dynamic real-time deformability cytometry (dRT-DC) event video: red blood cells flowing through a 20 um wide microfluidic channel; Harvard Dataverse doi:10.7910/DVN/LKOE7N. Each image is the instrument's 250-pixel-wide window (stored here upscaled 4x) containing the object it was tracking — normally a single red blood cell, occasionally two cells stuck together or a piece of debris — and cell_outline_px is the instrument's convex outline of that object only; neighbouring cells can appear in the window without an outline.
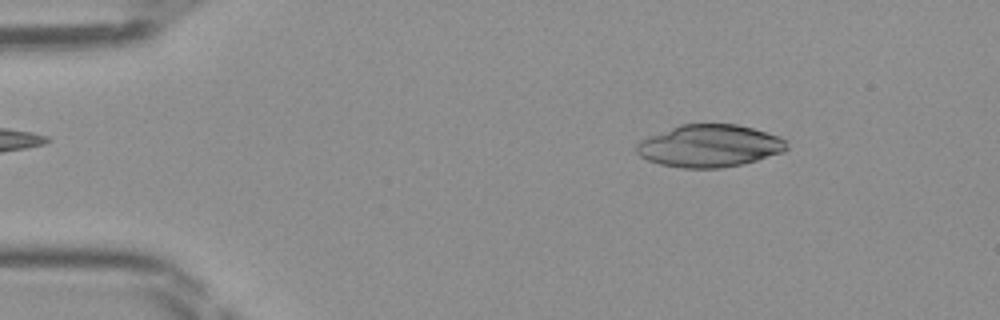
{"species": "Egyptian fruit bat (a non-hibernating species)", "species_latin": "Rousettus aegyptiacus", "temperature_condition": "room temperature", "stored_images_in_passage": 46, "camera_frame_rate_fps": 3000, "um_per_image_px": 0.085, "frame": {"image": 1, "passage_image": 6, "time_ms": 1.667, "image_size_px": [1000, 320], "cell_outline_px": [[788, 148], [784, 152], [744, 164], [720, 168], [680, 168], [660, 164], [648, 160], [640, 156], [636, 152], [636, 144], [640, 140], [648, 136], [680, 124], [736, 124], [752, 128], [780, 136], [788, 140]], "centroid_in_image_um": [60.33, 12.4], "position_along_channel_um": 24.7, "area_um2": 37.4}}